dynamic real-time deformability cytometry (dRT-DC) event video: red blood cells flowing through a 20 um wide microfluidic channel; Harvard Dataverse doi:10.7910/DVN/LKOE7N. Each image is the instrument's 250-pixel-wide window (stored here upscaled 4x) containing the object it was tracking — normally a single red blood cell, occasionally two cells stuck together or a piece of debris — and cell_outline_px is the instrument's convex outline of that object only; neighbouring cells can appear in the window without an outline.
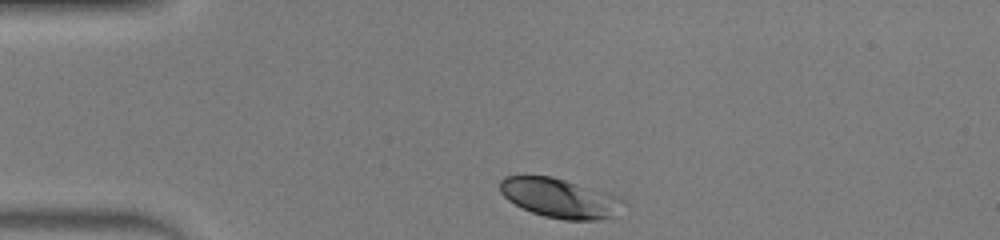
{"species": "human", "species_latin": "Homo sapiens", "temperature_condition": "warm", "stored_images_in_passage": 32, "camera_frame_rate_fps": 3000, "um_per_image_px": 0.085, "donor": {"sex": "male"}, "frame": {"image": 1, "passage_image": 1, "time_ms": 0.0, "image_size_px": [1000, 240], "cell_outline_px": [[624, 200], [612, 216], [596, 220], [564, 220], [544, 216], [532, 212], [508, 200], [500, 192], [500, 180], [504, 176], [552, 176], [616, 196]], "centroid_in_image_um": [47.5, 16.83], "position_along_channel_um": 37.5, "area_um2": 27.57}}
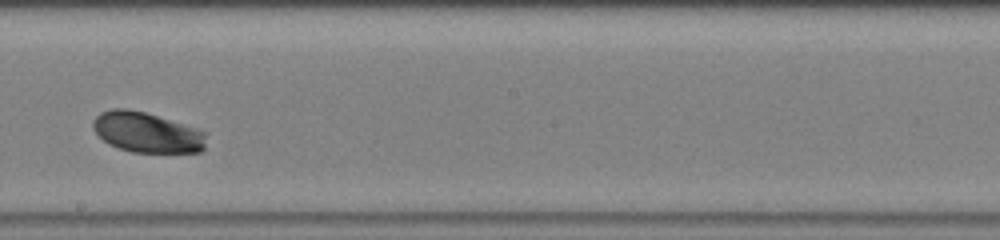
{"frame": {"image": 2, "passage_image": 18, "time_ms": 5.667, "image_size_px": [1000, 240], "cell_outline_px": [[208, 132], [204, 148], [200, 152], [132, 152], [108, 144], [92, 128], [92, 120], [100, 112], [112, 108], [128, 108], [144, 112], [196, 128]], "centroid_in_image_um": [12.48, 11.24], "position_along_channel_um": 235.7, "area_um2": 26.65}}
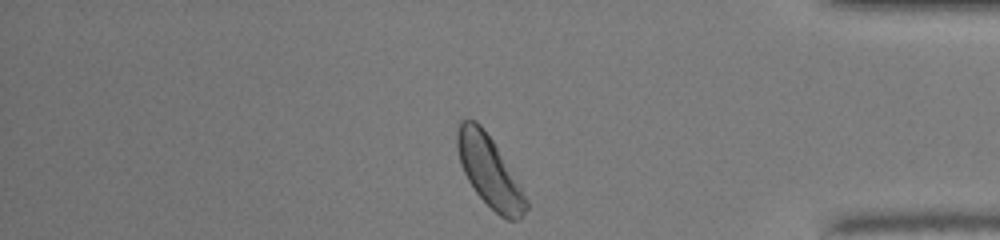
{"frame": {"image": 3, "passage_image": 31, "time_ms": 10.0, "image_size_px": [1000, 240], "cell_outline_px": [[528, 208], [524, 216], [520, 220], [508, 220], [500, 216], [476, 192], [468, 180], [460, 164], [456, 144], [456, 132], [460, 120], [476, 120], [480, 124], [492, 140], [528, 200]], "centroid_in_image_um": [41.58, 14.58], "position_along_channel_um": 393.6, "area_um2": 27.92}, "authors_computed_cell_mechanics": {"area_um2": 26.7614, "velocity_mm_per_s": 4.2354, "shape_relaxation_time_tau1_ms": 0.9574, "shape_relaxation_time_tau2_ms": null, "deformation_change_tau1": 0.0893, "deformation_change_tau2": null}}